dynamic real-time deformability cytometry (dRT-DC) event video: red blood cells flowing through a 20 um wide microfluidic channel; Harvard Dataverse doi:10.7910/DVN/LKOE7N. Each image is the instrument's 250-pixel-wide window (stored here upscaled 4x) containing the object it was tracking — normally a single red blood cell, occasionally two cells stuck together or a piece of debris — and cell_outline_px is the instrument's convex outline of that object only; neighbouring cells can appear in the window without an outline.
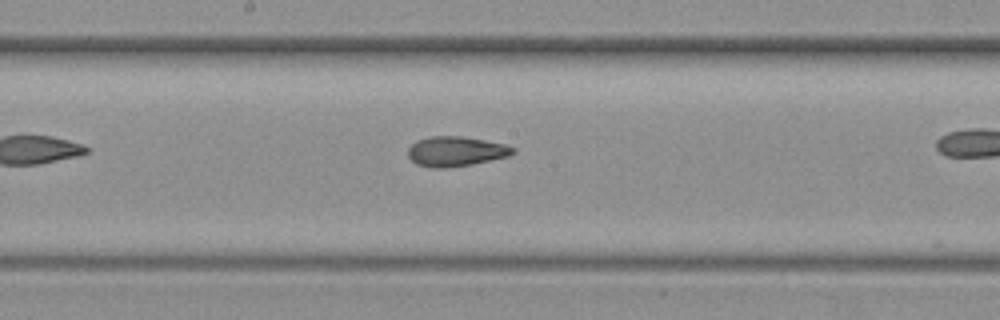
{"species": "common noctule bat (a hibernating species)", "species_latin": "Nyctalus noctula", "temperature_condition": "warm", "stored_images_in_passage": 33, "camera_frame_rate_fps": 3000, "um_per_image_px": 0.085, "animal": {"sex": "female", "body_mass_g": 19.3, "forearm_length_mm": 54.1}, "frame": {"image": 1, "passage_image": 15, "time_ms": 4.667, "image_size_px": [1000, 320], "cell_outline_px": [[516, 152], [508, 156], [472, 164], [448, 168], [432, 168], [416, 164], [408, 156], [408, 148], [416, 140], [428, 136], [460, 136], [484, 140], [504, 144], [516, 148]], "centroid_in_image_um": [38.72, 12.87], "position_along_channel_um": 209.5, "area_um2": 18.32}}